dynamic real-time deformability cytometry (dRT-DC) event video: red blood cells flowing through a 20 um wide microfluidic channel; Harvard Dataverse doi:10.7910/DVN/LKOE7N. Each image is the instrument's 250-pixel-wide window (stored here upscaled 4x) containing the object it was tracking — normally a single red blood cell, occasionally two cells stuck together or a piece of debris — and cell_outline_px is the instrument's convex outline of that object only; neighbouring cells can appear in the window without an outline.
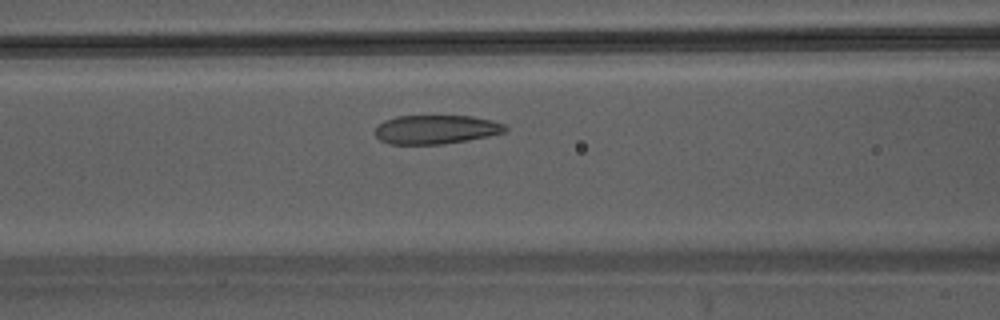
{"species": "Egyptian fruit bat (a non-hibernating species)", "species_latin": "Rousettus aegyptiacus", "temperature_condition": "warm", "stored_images_in_passage": 28, "camera_frame_rate_fps": 3000, "um_per_image_px": 0.085, "animal": {"sex": "male"}, "frame": {"image": 1, "passage_image": 7, "time_ms": 2.0, "image_size_px": [1000, 320], "cell_outline_px": [[508, 132], [488, 136], [444, 144], [388, 144], [380, 140], [376, 136], [376, 128], [384, 120], [396, 116], [472, 116], [492, 120], [504, 124], [508, 128]], "centroid_in_image_um": [37.08, 11.0], "position_along_channel_um": 129.5, "area_um2": 21.96}}
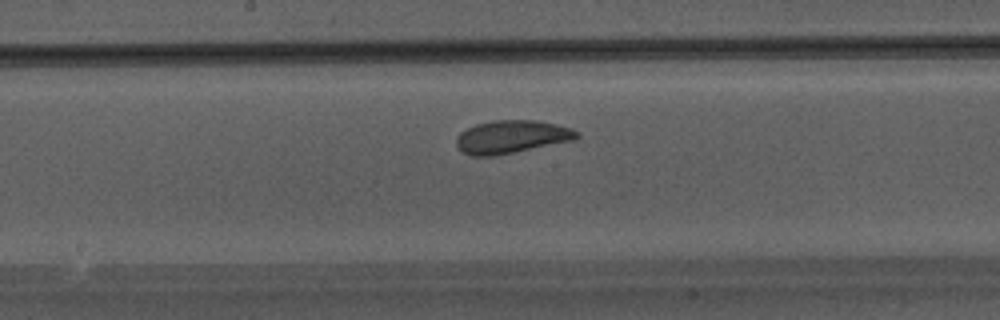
{"frame": {"image": 2, "passage_image": 12, "time_ms": 3.667, "image_size_px": [1000, 320], "cell_outline_px": [[580, 136], [572, 140], [492, 156], [472, 156], [464, 152], [456, 144], [456, 136], [460, 132], [476, 124], [492, 120], [536, 120], [572, 128], [580, 132]], "centroid_in_image_um": [43.47, 11.61], "position_along_channel_um": 204.7, "area_um2": 22.83}}
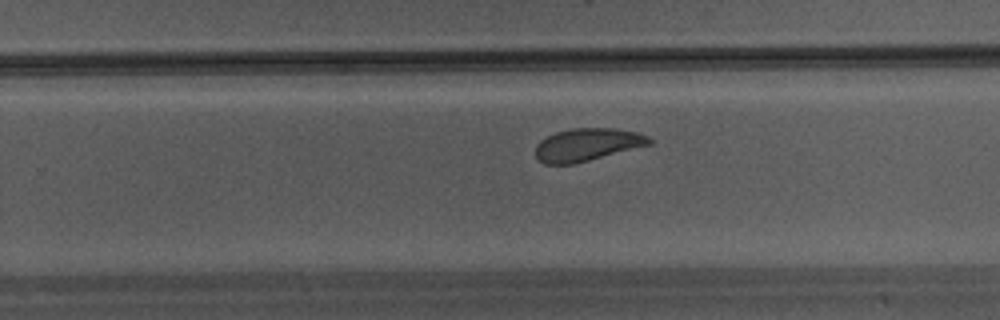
{"frame": {"image": 3, "passage_image": 17, "time_ms": 5.333, "image_size_px": [1000, 320], "cell_outline_px": [[652, 144], [572, 164], [544, 164], [536, 156], [536, 144], [540, 140], [556, 132], [572, 128], [616, 128], [640, 132], [648, 136], [652, 140]], "centroid_in_image_um": [49.93, 12.28], "position_along_channel_um": 279.9, "area_um2": 21.62}}